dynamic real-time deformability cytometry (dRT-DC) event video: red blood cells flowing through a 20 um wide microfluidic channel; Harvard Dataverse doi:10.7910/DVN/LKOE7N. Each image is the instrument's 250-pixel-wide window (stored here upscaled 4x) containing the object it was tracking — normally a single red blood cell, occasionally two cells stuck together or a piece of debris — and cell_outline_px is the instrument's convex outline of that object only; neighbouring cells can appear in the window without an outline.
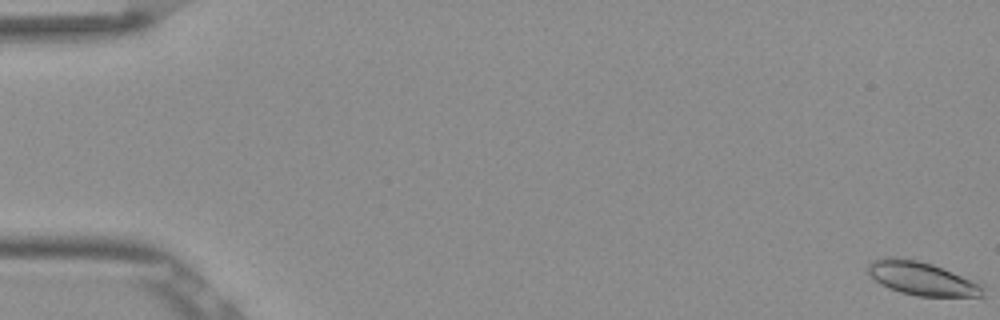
{"species": "Egyptian fruit bat (a non-hibernating species)", "species_latin": "Rousettus aegyptiacus", "temperature_condition": "room temperature", "stored_images_in_passage": 54, "camera_frame_rate_fps": 3000, "um_per_image_px": 0.085, "frame": {"image": 1, "passage_image": 1, "time_ms": 0.0, "image_size_px": [1000, 320], "cell_outline_px": [[984, 296], [916, 296], [900, 292], [880, 284], [864, 268], [872, 260], [892, 256], [916, 260], [932, 264], [952, 272], [980, 284], [984, 288]], "centroid_in_image_um": [78.3, 23.67], "position_along_channel_um": 6.7, "area_um2": 22.14}}
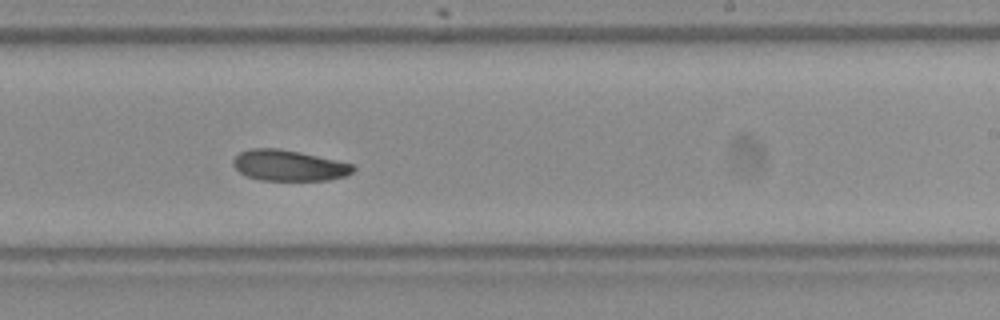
{"frame": {"image": 2, "passage_image": 34, "time_ms": 11.0, "image_size_px": [1000, 320], "cell_outline_px": [[356, 168], [348, 176], [328, 180], [260, 180], [248, 176], [240, 172], [232, 164], [232, 160], [240, 152], [252, 148], [280, 148], [300, 152], [336, 160], [352, 164]], "centroid_in_image_um": [24.56, 14.06], "position_along_channel_um": 264.4, "area_um2": 21.56}}
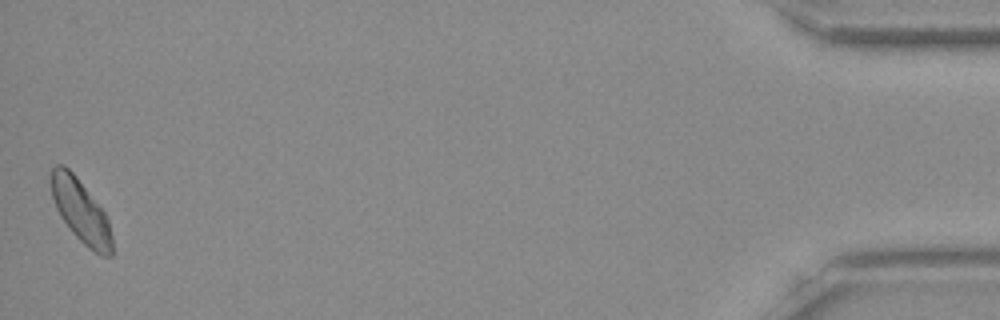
{"frame": {"image": 3, "passage_image": 54, "time_ms": 17.667, "image_size_px": [1000, 320], "cell_outline_px": [[112, 256], [100, 256], [88, 248], [72, 232], [60, 216], [56, 208], [52, 196], [52, 168], [56, 164], [64, 164], [76, 176], [104, 212], [108, 220], [112, 236]], "centroid_in_image_um": [6.88, 17.97], "position_along_channel_um": 428.3, "area_um2": 22.08}, "authors_computed_cell_mechanics": {"area_um2": 22.1952, "velocity_mm_per_s": 3.823, "shape_relaxation_time_tau1_ms": 4.8574, "shape_relaxation_time_tau2_ms": 7.5762, "deformation_change_tau1": 0.1196, "deformation_change_tau2": 0.1225}}